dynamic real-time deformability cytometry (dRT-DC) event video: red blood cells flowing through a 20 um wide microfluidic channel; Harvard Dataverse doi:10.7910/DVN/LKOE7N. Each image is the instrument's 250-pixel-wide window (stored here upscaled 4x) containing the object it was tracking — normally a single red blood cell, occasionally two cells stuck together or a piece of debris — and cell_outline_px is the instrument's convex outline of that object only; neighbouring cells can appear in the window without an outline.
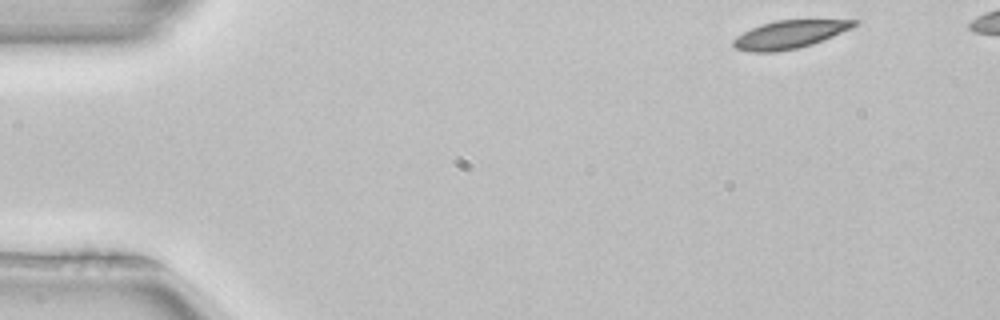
{"species": "common noctule bat (a hibernating species)", "species_latin": "Nyctalus noctula", "temperature_condition": "room temperature", "stored_images_in_passage": 10, "camera_frame_rate_fps": 3000, "um_per_image_px": 0.085, "animal": {"sex": "female", "body_mass_g": 22.7, "forearm_length_mm": 54.2}, "frame": {"image": 1, "passage_image": 1, "time_ms": 0.0, "image_size_px": [1000, 320], "cell_outline_px": [[860, 20], [852, 28], [812, 44], [796, 48], [776, 52], [748, 52], [736, 48], [732, 44], [732, 40], [736, 36], [760, 24], [776, 20]], "centroid_in_image_um": [67.07, 2.93], "position_along_channel_um": 17.9, "area_um2": 19.54}}